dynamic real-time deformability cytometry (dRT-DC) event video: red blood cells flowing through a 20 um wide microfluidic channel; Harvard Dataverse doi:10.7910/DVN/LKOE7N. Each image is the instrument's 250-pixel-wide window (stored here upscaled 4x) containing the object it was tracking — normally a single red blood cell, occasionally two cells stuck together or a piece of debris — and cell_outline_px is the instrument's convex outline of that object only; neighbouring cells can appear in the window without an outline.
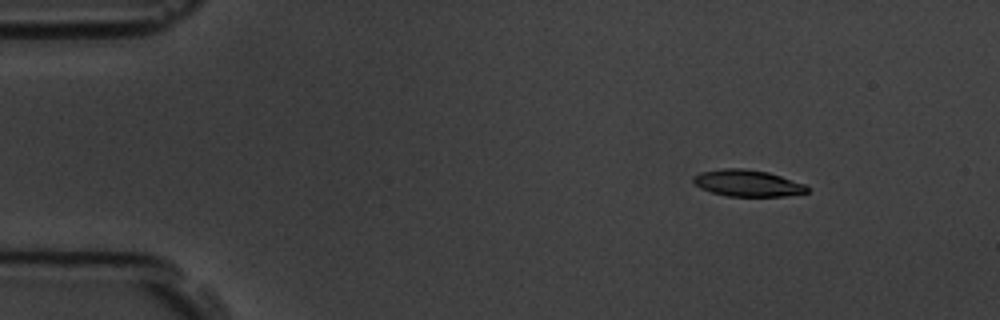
{"species": "common noctule bat (a hibernating species)", "species_latin": "Nyctalus noctula", "temperature_condition": "room temperature", "stored_images_in_passage": 4, "camera_frame_rate_fps": 3000, "um_per_image_px": 0.085, "animal": {"sex": "male", "body_mass_g": 19.5, "forearm_length_mm": 54.6}, "frame": {"image": 1, "passage_image": 1, "time_ms": 0.0, "image_size_px": [1000, 320], "cell_outline_px": [[808, 192], [788, 196], [728, 196], [712, 192], [700, 188], [692, 180], [692, 176], [700, 172], [724, 168], [744, 168], [768, 172], [804, 184], [808, 188]], "centroid_in_image_um": [63.52, 15.56], "position_along_channel_um": 21.5, "area_um2": 17.57}}
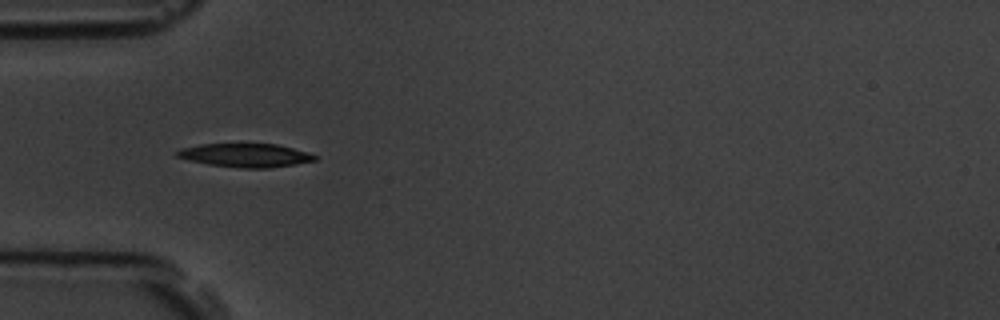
{"frame": {"image": 2, "passage_image": 4, "time_ms": 3.333, "image_size_px": [1000, 320], "cell_outline_px": [[316, 160], [296, 164], [268, 168], [240, 168], [208, 164], [176, 156], [176, 152], [180, 148], [200, 144], [276, 144], [308, 152], [316, 156]], "centroid_in_image_um": [20.87, 13.2], "position_along_channel_um": 64.1, "area_um2": 18.73}}